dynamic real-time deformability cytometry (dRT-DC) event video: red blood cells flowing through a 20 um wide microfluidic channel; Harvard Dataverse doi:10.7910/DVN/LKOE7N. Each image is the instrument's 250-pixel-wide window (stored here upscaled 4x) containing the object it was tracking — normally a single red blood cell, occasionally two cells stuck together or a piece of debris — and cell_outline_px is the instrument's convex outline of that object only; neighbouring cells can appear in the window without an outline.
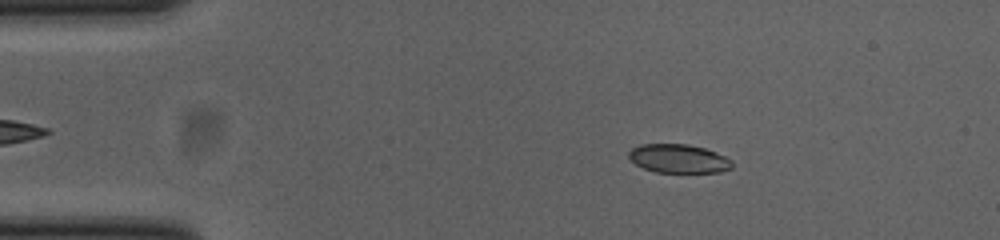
{"species": "common noctule bat (a hibernating species)", "species_latin": "Nyctalus noctula", "temperature_condition": "cold", "stored_images_in_passage": 52, "camera_frame_rate_fps": 3000, "um_per_image_px": 0.085, "animal": {"sex": "female", "body_mass_g": 23.0, "forearm_length_mm": 53.4}, "frame": {"image": 1, "passage_image": 8, "time_ms": 2.333, "image_size_px": [1000, 240], "cell_outline_px": [[732, 168], [720, 172], [656, 172], [644, 168], [636, 164], [628, 156], [628, 152], [632, 148], [640, 144], [688, 144], [704, 148], [716, 152], [732, 160]], "centroid_in_image_um": [57.68, 13.48], "position_along_channel_um": 27.3, "area_um2": 17.22}}
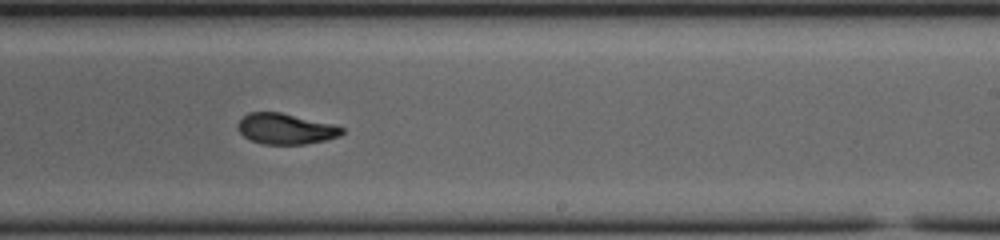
{"frame": {"image": 2, "passage_image": 31, "time_ms": 10.0, "image_size_px": [1000, 240], "cell_outline_px": [[344, 132], [340, 136], [324, 140], [304, 144], [264, 144], [252, 140], [244, 136], [236, 128], [236, 124], [248, 112], [280, 112], [332, 124], [344, 128]], "centroid_in_image_um": [24.26, 10.94], "position_along_channel_um": 264.7, "area_um2": 18.5}}
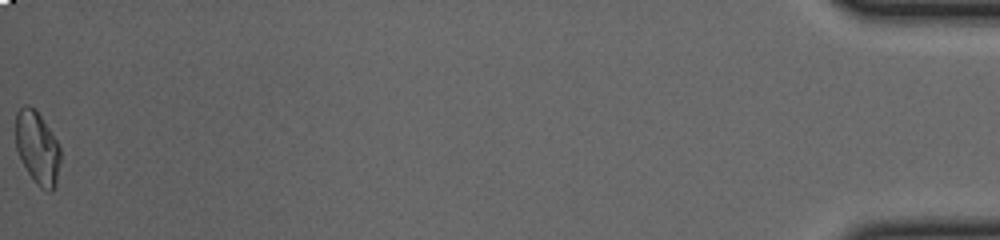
{"frame": {"image": 3, "passage_image": 52, "time_ms": 17.0, "image_size_px": [1000, 240], "cell_outline_px": [[60, 164], [56, 184], [48, 192], [40, 188], [36, 184], [28, 172], [16, 148], [16, 112], [24, 104], [28, 104], [36, 108], [60, 144]], "centroid_in_image_um": [3.19, 12.52], "position_along_channel_um": 432.0, "area_um2": 19.19}, "authors_computed_cell_mechanics": {"area_um2": 18.9006, "velocity_mm_per_s": 3.8649, "shape_relaxation_time_tau1_ms": 3.3888, "shape_relaxation_time_tau2_ms": 1.4635, "deformation_change_tau1": 0.1506, "deformation_change_tau2": 0.0616}}